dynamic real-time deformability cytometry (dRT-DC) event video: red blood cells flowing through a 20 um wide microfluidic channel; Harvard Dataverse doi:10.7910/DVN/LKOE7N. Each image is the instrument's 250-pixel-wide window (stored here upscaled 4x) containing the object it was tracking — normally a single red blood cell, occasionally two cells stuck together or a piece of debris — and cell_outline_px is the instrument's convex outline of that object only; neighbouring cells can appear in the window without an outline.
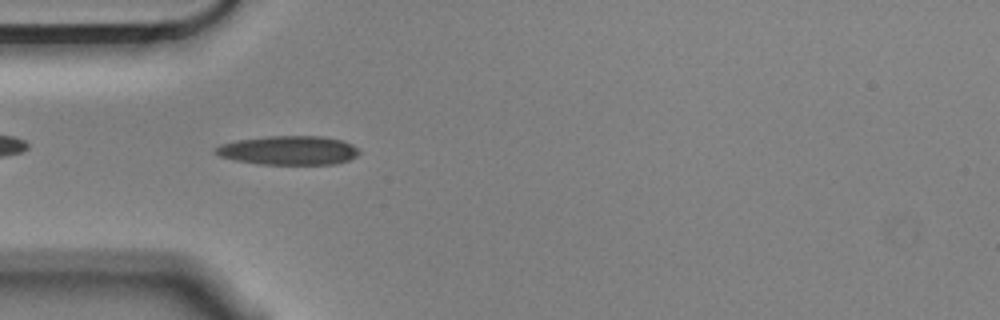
{"species": "Egyptian fruit bat (a non-hibernating species)", "species_latin": "Rousettus aegyptiacus", "temperature_condition": "cold", "stored_images_in_passage": 3, "camera_frame_rate_fps": 3000, "um_per_image_px": 0.085, "animal": {"sex": "male"}, "frame": {"image": 1, "passage_image": 2, "time_ms": 0.333, "image_size_px": [1000, 320], "cell_outline_px": [[360, 152], [356, 156], [348, 160], [336, 164], [260, 164], [236, 160], [220, 156], [216, 152], [216, 148], [220, 144], [236, 140], [268, 136], [320, 136], [340, 140], [352, 144]], "centroid_in_image_um": [24.54, 12.78], "position_along_channel_um": 60.5, "area_um2": 24.04}}
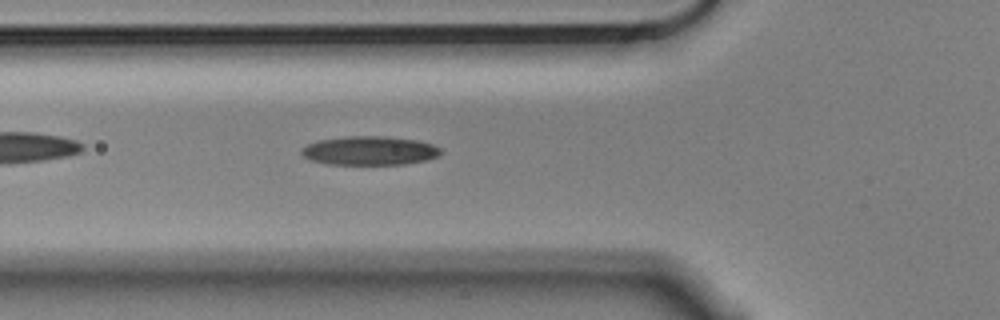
{"frame": {"image": 2, "passage_image": 3, "time_ms": 0.667, "image_size_px": [1000, 320], "cell_outline_px": [[444, 152], [440, 156], [428, 160], [404, 164], [328, 164], [308, 160], [300, 152], [308, 144], [316, 140], [348, 136], [384, 136], [416, 140], [432, 144], [440, 148]], "centroid_in_image_um": [31.44, 12.81], "position_along_channel_um": 94.4, "area_um2": 23.58}}